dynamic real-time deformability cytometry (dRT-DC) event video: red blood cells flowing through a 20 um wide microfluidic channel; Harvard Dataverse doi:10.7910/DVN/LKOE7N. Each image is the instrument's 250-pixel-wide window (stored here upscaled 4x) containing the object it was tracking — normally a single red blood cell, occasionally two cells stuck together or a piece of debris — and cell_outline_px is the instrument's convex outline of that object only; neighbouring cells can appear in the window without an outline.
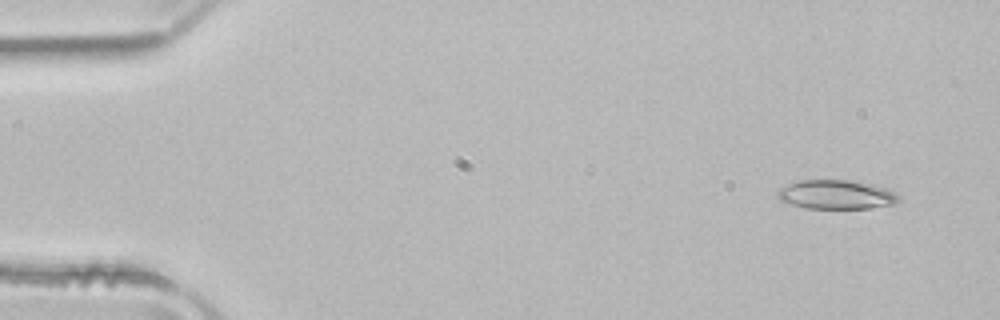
{"species": "common noctule bat (a hibernating species)", "species_latin": "Nyctalus noctula", "temperature_condition": "room temperature", "stored_images_in_passage": 49, "camera_frame_rate_fps": 3000, "um_per_image_px": 0.085, "animal": {"sex": "male", "body_mass_g": 21.5, "forearm_length_mm": 52.0}, "frame": {"image": 1, "passage_image": 1, "time_ms": 0.0, "image_size_px": [1000, 320], "cell_outline_px": [[900, 200], [892, 204], [868, 208], [804, 208], [780, 200], [776, 196], [776, 192], [780, 188], [788, 184], [800, 180], [852, 180], [872, 184], [896, 192], [900, 196]], "centroid_in_image_um": [71.07, 16.53], "position_along_channel_um": 13.9, "area_um2": 20.52}}
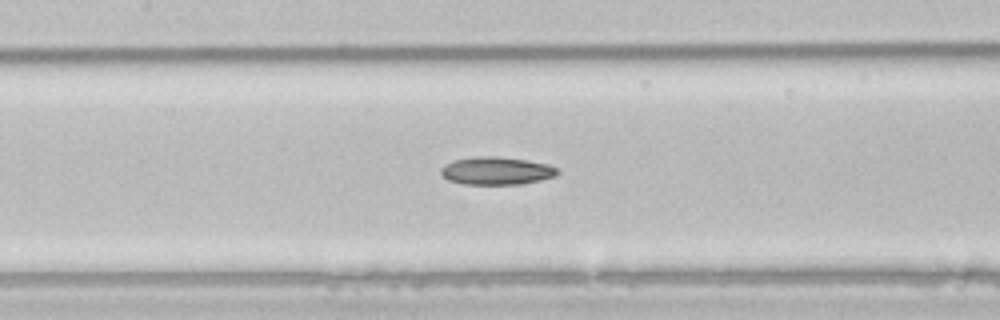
{"frame": {"image": 2, "passage_image": 21, "time_ms": 6.667, "image_size_px": [1000, 320], "cell_outline_px": [[560, 172], [556, 176], [540, 180], [520, 184], [464, 184], [448, 180], [440, 172], [440, 168], [444, 164], [452, 160], [476, 156], [500, 156], [548, 164], [556, 168]], "centroid_in_image_um": [42.17, 14.51], "position_along_channel_um": 165.2, "area_um2": 18.96}}
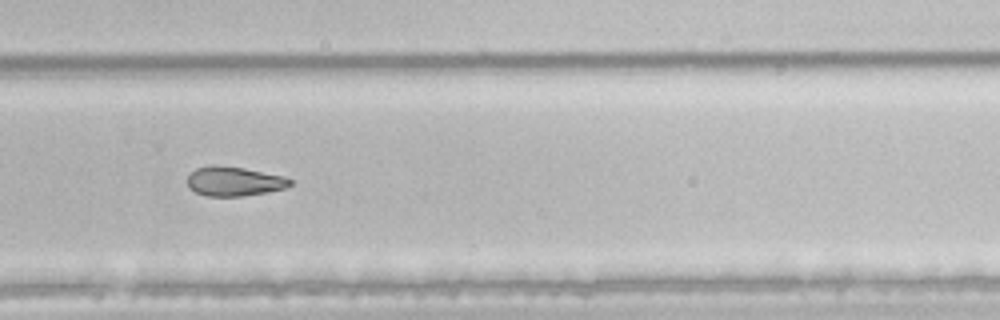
{"frame": {"image": 3, "passage_image": 32, "time_ms": 10.333, "image_size_px": [1000, 320], "cell_outline_px": [[292, 184], [284, 188], [268, 192], [244, 196], [208, 196], [196, 192], [188, 188], [188, 176], [196, 168], [212, 164], [244, 168], [284, 176], [292, 180]], "centroid_in_image_um": [19.9, 15.41], "position_along_channel_um": 309.9, "area_um2": 17.63}}